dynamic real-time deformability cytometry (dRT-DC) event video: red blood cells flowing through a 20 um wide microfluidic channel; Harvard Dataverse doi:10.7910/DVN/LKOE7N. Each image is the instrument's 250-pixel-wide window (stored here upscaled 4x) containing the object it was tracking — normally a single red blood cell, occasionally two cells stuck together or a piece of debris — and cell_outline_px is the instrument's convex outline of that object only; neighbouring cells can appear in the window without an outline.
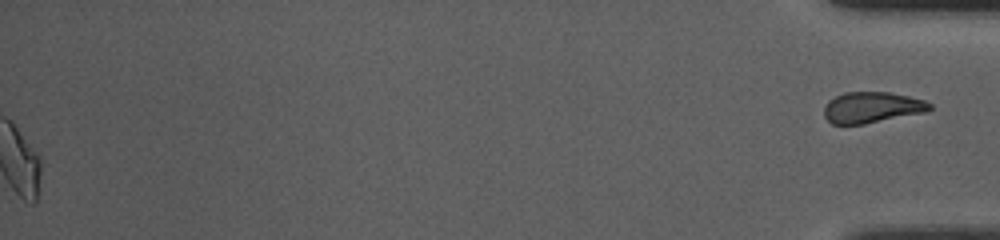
{"species": "common noctule bat (a hibernating species)", "species_latin": "Nyctalus noctula", "temperature_condition": "room temperature", "stored_images_in_passage": 52, "segment_of_instrument_passage": [2, 2], "camera_frame_rate_fps": 3000, "um_per_image_px": 0.085, "animal": {"sex": "female", "body_mass_g": 10.0, "forearm_length_mm": 53.1}, "frame": {"image": 1, "passage_image": 52, "time_ms": 17.0, "image_size_px": [1000, 240], "cell_outline_px": [[932, 108], [928, 112], [864, 124], [832, 124], [824, 116], [824, 108], [828, 100], [844, 92], [888, 92], [908, 96], [924, 100], [932, 104]], "centroid_in_image_um": [74.13, 9.13], "position_along_channel_um": 361.1, "area_um2": 19.19}}